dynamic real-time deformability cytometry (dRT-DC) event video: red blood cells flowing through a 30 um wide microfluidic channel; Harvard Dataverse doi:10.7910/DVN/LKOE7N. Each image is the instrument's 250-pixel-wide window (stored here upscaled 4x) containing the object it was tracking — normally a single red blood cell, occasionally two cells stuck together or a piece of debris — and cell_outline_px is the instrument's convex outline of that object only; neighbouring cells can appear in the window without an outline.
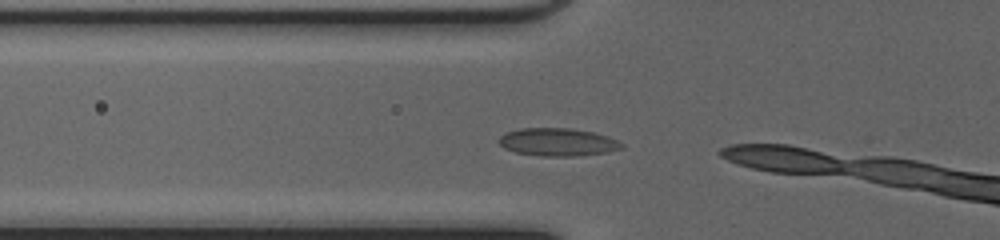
{"species": "common noctule bat (a hibernating species)", "species_latin": "Nyctalus noctula", "temperature_condition": "cold", "stored_images_in_passage": 4, "camera_frame_rate_fps": 3000, "um_per_image_px": 0.085, "animal": {"sex": "female", "body_mass_g": 20.0, "forearm_length_mm": 54.0}, "frame": {"image": 1, "passage_image": 2, "time_ms": 0.333, "image_size_px": [1000, 240], "cell_outline_px": [[624, 148], [608, 152], [576, 156], [544, 156], [516, 152], [504, 148], [496, 140], [500, 136], [508, 132], [520, 128], [568, 128], [592, 132], [608, 136], [624, 144]], "centroid_in_image_um": [47.41, 12.08], "position_along_channel_um": 78.4, "area_um2": 19.88}}